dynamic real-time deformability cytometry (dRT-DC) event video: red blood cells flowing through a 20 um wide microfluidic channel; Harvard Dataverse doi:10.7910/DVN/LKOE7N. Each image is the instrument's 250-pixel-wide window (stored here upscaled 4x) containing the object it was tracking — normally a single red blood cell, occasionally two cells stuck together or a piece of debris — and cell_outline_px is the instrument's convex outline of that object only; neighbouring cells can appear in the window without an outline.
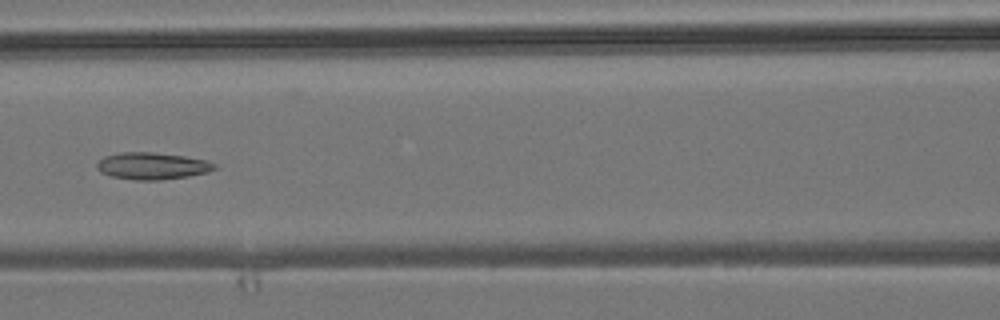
{"species": "common noctule bat (a hibernating species)", "species_latin": "Nyctalus noctula", "temperature_condition": "room temperature", "stored_images_in_passage": 6, "camera_frame_rate_fps": 3000, "um_per_image_px": 0.085, "animal": {"sex": "male", "body_mass_g": 19.2, "forearm_length_mm": 51.8}, "frame": {"image": 1, "passage_image": 6, "time_ms": 5.667, "image_size_px": [1000, 320], "cell_outline_px": [[216, 168], [208, 172], [188, 176], [160, 180], [136, 180], [112, 176], [100, 172], [96, 168], [96, 164], [104, 156], [120, 152], [152, 152], [184, 156], [208, 160], [216, 164]], "centroid_in_image_um": [12.94, 14.1], "position_along_channel_um": 153.7, "area_um2": 18.5}}